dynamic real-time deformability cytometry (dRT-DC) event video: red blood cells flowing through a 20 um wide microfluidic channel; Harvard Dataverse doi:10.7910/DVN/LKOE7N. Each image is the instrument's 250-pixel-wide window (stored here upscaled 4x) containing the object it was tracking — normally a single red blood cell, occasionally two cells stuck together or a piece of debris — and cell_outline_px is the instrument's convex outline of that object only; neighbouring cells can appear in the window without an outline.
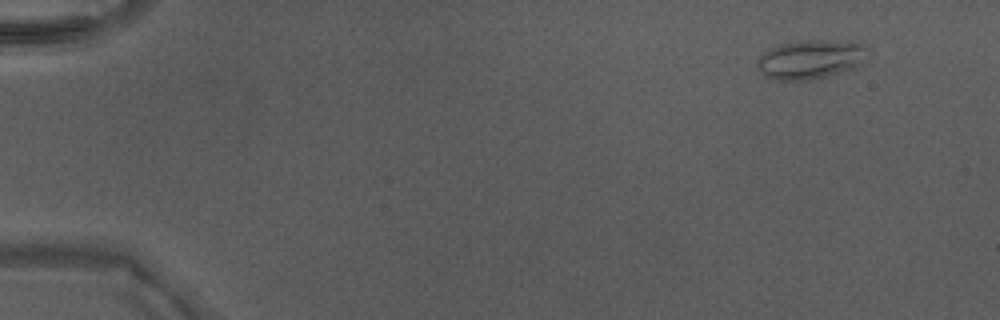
{"species": "Egyptian fruit bat (a non-hibernating species)", "species_latin": "Rousettus aegyptiacus", "temperature_condition": "warm", "stored_images_in_passage": 7, "camera_frame_rate_fps": 3000, "um_per_image_px": 0.085, "animal": {"sex": "male"}, "frame": {"image": 1, "passage_image": 1, "time_ms": 0.0, "image_size_px": [1000, 320], "cell_outline_px": [[868, 48], [856, 64], [852, 68], [824, 76], [808, 80], [772, 80], [756, 68], [756, 60], [768, 48], [780, 44], [808, 40], [848, 40], [860, 44]], "centroid_in_image_um": [68.78, 5.03], "position_along_channel_um": 16.2, "area_um2": 24.68}}